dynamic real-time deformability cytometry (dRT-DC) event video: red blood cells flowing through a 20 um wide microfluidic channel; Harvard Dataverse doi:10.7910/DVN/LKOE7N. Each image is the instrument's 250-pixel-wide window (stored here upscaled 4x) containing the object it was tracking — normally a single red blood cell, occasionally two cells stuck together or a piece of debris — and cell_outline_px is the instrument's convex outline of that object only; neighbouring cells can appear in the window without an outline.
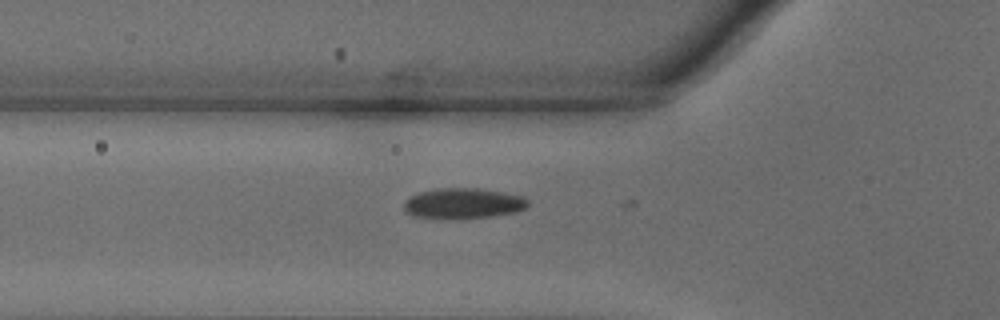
{"species": "common noctule bat (a hibernating species)", "species_latin": "Nyctalus noctula", "temperature_condition": "warm", "stored_images_in_passage": 3, "camera_frame_rate_fps": 3000, "um_per_image_px": 0.085, "animal": {"sex": "male", "body_mass_g": 18.8}, "frame": {"image": 1, "passage_image": 2, "time_ms": 0.333, "image_size_px": [1000, 320], "cell_outline_px": [[528, 204], [524, 208], [516, 212], [492, 216], [460, 220], [416, 216], [404, 212], [404, 200], [420, 192], [440, 188], [476, 188], [504, 192], [524, 196], [528, 200]], "centroid_in_image_um": [39.38, 17.3], "position_along_channel_um": 86.4, "area_um2": 22.25}}